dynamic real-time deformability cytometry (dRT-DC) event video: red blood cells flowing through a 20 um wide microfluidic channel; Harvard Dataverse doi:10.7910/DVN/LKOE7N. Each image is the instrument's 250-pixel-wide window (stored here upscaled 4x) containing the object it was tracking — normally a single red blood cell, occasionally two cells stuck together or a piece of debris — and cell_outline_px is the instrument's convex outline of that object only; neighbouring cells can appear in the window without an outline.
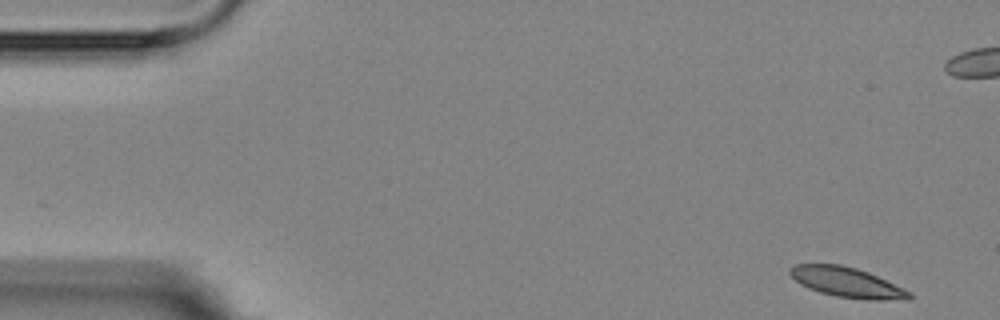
{"species": "Egyptian fruit bat (a non-hibernating species)", "species_latin": "Rousettus aegyptiacus", "temperature_condition": "room temperature", "stored_images_in_passage": 6, "camera_frame_rate_fps": 3000, "um_per_image_px": 0.085, "animal": {"sex": "female"}, "frame": {"image": 1, "passage_image": 1, "time_ms": 0.0, "image_size_px": [1000, 320], "cell_outline_px": [[912, 300], [868, 300], [836, 296], [820, 292], [808, 288], [800, 284], [788, 272], [796, 264], [840, 264], [856, 268], [868, 272], [912, 292]], "centroid_in_image_um": [72.04, 24.01], "position_along_channel_um": 13.0, "area_um2": 20.81}}
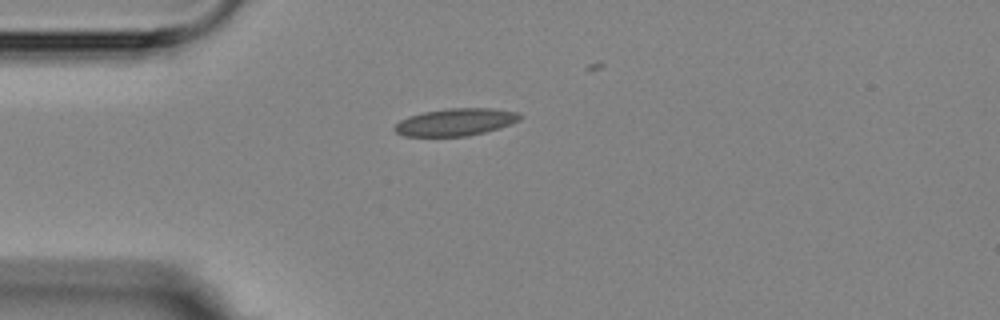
{"frame": {"image": 2, "passage_image": 6, "time_ms": 5.667, "image_size_px": [1000, 320], "cell_outline_px": [[524, 116], [520, 120], [484, 132], [468, 136], [404, 136], [396, 132], [392, 128], [400, 120], [408, 116], [424, 112], [448, 108], [492, 108], [520, 112]], "centroid_in_image_um": [38.72, 10.36], "position_along_channel_um": 46.3, "area_um2": 19.94}}